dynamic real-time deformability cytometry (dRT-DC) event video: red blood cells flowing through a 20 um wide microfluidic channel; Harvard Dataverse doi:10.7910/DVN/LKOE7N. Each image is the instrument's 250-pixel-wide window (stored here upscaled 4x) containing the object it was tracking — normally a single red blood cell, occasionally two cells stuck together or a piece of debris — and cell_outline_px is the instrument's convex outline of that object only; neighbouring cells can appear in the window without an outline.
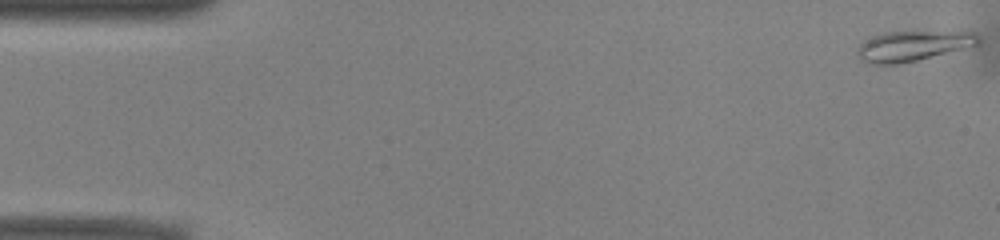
{"species": "common noctule bat (a hibernating species)", "species_latin": "Nyctalus noctula", "temperature_condition": "warm", "stored_images_in_passage": 47, "camera_frame_rate_fps": 3000, "um_per_image_px": 0.085, "animal": {"sex": "male", "body_mass_g": 13.0, "forearm_length_mm": 53.1}, "frame": {"image": 1, "passage_image": 1, "time_ms": 0.0, "image_size_px": [1000, 240], "cell_outline_px": [[980, 44], [900, 64], [872, 64], [860, 60], [856, 52], [856, 48], [864, 40], [872, 36], [884, 32], [976, 32], [980, 36]], "centroid_in_image_um": [77.55, 3.9], "position_along_channel_um": 7.4, "area_um2": 21.21}}
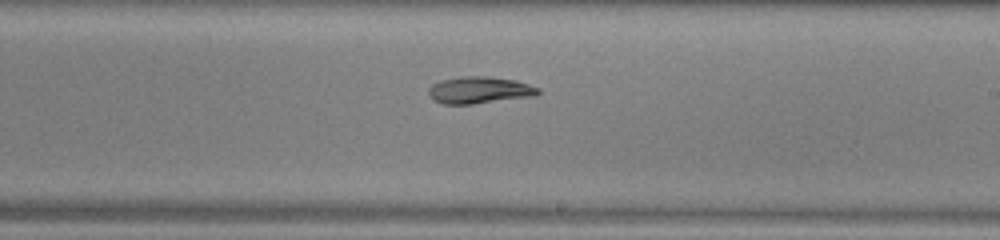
{"frame": {"image": 2, "passage_image": 30, "time_ms": 9.667, "image_size_px": [1000, 240], "cell_outline_px": [[540, 92], [536, 96], [472, 104], [444, 104], [432, 100], [428, 96], [428, 88], [432, 84], [440, 80], [460, 76], [488, 76], [516, 80], [540, 88]], "centroid_in_image_um": [40.73, 7.65], "position_along_channel_um": 248.3, "area_um2": 17.46}}
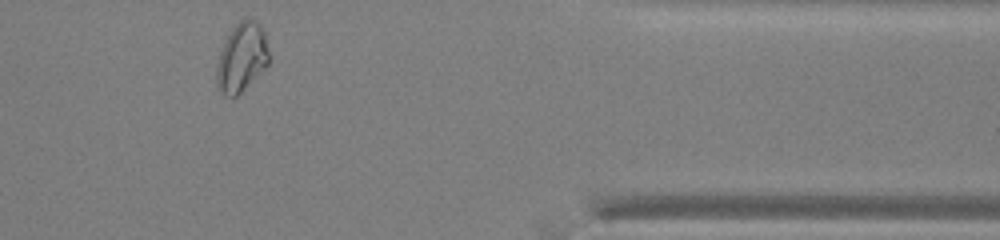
{"frame": {"image": 3, "passage_image": 43, "time_ms": 14.0, "image_size_px": [1000, 240], "cell_outline_px": [[272, 56], [268, 64], [232, 100], [224, 96], [216, 88], [216, 64], [220, 52], [232, 28], [244, 16], [256, 20], [260, 24], [264, 32]], "centroid_in_image_um": [20.55, 4.88], "position_along_channel_um": 390.8, "area_um2": 21.44}}